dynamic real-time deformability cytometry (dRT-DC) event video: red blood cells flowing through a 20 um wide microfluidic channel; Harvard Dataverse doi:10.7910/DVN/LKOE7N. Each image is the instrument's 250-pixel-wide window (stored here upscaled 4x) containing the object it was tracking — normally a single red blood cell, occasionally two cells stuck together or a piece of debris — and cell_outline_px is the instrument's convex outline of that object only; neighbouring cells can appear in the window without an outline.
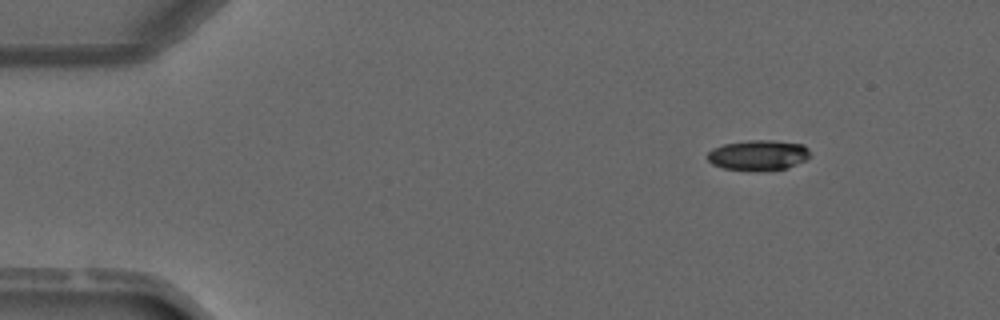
{"species": "common noctule bat (a hibernating species)", "species_latin": "Nyctalus noctula", "temperature_condition": "warm", "stored_images_in_passage": 4, "segment_of_instrument_passage": [1, 2], "camera_frame_rate_fps": 3000, "um_per_image_px": 0.085, "animal": {"sex": "male", "forearm_length_mm": 52.5}, "frame": {"image": 1, "passage_image": 1, "time_ms": 0.0, "image_size_px": [1000, 320], "cell_outline_px": [[808, 156], [804, 160], [788, 168], [756, 172], [724, 168], [712, 164], [708, 160], [708, 152], [712, 148], [724, 144], [748, 140], [772, 140], [804, 144], [808, 148]], "centroid_in_image_um": [64.43, 13.2], "position_along_channel_um": 20.6, "area_um2": 18.26}}
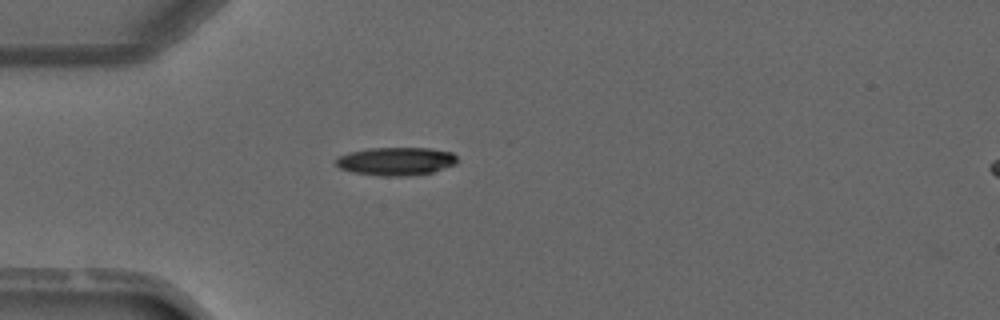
{"frame": {"image": 2, "passage_image": 3, "time_ms": 2.333, "image_size_px": [1000, 320], "cell_outline_px": [[456, 164], [432, 172], [408, 176], [384, 176], [352, 172], [340, 168], [336, 164], [336, 156], [348, 152], [368, 148], [428, 148], [452, 152], [456, 156]], "centroid_in_image_um": [33.63, 13.7], "position_along_channel_um": 51.4, "area_um2": 19.94}}